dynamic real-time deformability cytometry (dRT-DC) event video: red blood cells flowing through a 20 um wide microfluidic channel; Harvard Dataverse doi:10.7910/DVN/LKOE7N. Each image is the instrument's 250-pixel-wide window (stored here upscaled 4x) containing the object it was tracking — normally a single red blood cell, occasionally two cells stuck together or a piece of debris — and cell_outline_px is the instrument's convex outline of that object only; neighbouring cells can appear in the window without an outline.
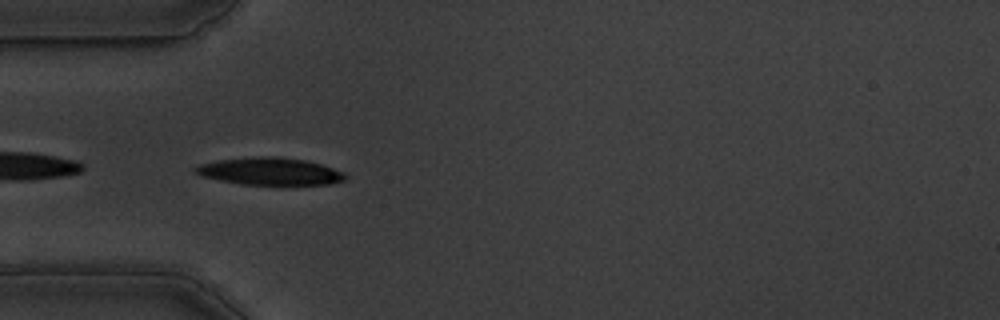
{"species": "common noctule bat (a hibernating species)", "species_latin": "Nyctalus noctula", "temperature_condition": "warm", "stored_images_in_passage": 33, "camera_frame_rate_fps": 3000, "um_per_image_px": 0.085, "animal": {"sex": "male", "body_mass_g": 19.5, "forearm_length_mm": 54.6}, "frame": {"image": 1, "passage_image": 1, "time_ms": 0.0, "image_size_px": [1000, 320], "cell_outline_px": [[348, 176], [344, 180], [328, 184], [240, 184], [200, 176], [192, 168], [200, 164], [216, 160], [256, 156], [280, 156], [304, 160], [320, 164], [344, 172]], "centroid_in_image_um": [22.91, 14.55], "position_along_channel_um": 62.1, "area_um2": 23.81}}
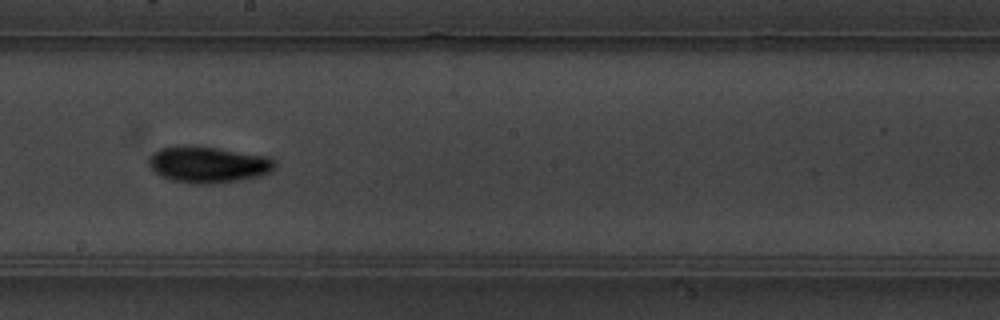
{"frame": {"image": 2, "passage_image": 15, "time_ms": 4.667, "image_size_px": [1000, 320], "cell_outline_px": [[276, 164], [268, 172], [256, 176], [236, 180], [208, 184], [192, 184], [172, 180], [160, 176], [148, 164], [148, 156], [152, 152], [160, 148], [192, 144], [220, 148], [268, 156]], "centroid_in_image_um": [17.61, 13.96], "position_along_channel_um": 230.6, "area_um2": 26.7}, "authors_computed_cell_mechanics": {"area_um2": 24.276, "velocity_mm_per_s": 3.6432, "shape_relaxation_time_tau1_ms": 3.6795, "shape_relaxation_time_tau2_ms": null, "deformation_change_tau1": 0.166, "deformation_change_tau2": null}}